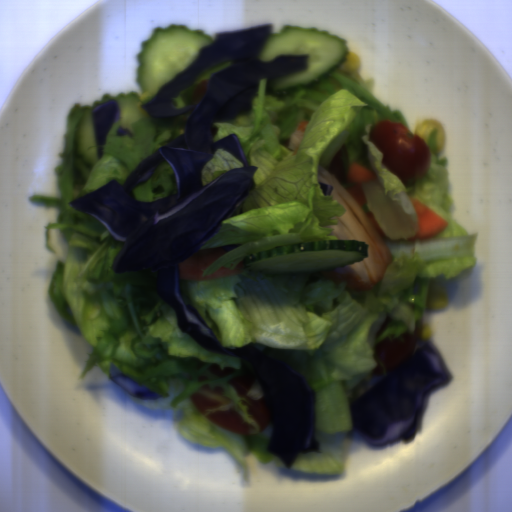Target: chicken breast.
<instances>
[{
    "label": "chicken breast",
    "mask_w": 512,
    "mask_h": 512,
    "mask_svg": "<svg viewBox=\"0 0 512 512\" xmlns=\"http://www.w3.org/2000/svg\"><path fill=\"white\" fill-rule=\"evenodd\" d=\"M317 178L319 183L332 186V199L345 208L342 216L331 218L338 224L325 225L324 228L332 229L330 236L339 241H360L368 245L367 257L362 262L321 271V274L330 278L336 286L345 283L346 289L352 291H370L383 278L393 261L387 240L367 218L363 206L358 205L351 193L325 166L319 164Z\"/></svg>",
    "instance_id": "obj_1"
},
{
    "label": "chicken breast",
    "mask_w": 512,
    "mask_h": 512,
    "mask_svg": "<svg viewBox=\"0 0 512 512\" xmlns=\"http://www.w3.org/2000/svg\"><path fill=\"white\" fill-rule=\"evenodd\" d=\"M309 123L310 122H308L306 120L299 123L296 131L294 133H292L289 137L288 148L294 154L297 152V150L304 138L305 129Z\"/></svg>",
    "instance_id": "obj_2"
}]
</instances>
